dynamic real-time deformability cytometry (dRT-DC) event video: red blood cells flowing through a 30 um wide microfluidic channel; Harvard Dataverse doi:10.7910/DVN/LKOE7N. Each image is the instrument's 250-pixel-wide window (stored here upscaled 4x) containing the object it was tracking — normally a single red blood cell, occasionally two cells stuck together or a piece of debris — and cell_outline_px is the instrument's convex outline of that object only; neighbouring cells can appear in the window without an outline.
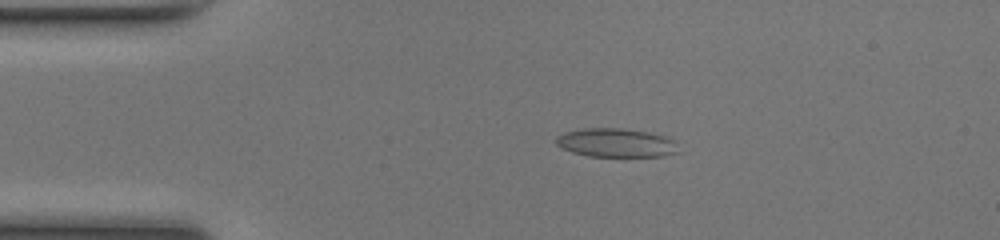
{"species": "common noctule bat (a hibernating species)", "species_latin": "Nyctalus noctula", "temperature_condition": "room temperature", "stored_images_in_passage": 49, "camera_frame_rate_fps": 3000, "um_per_image_px": 0.085, "animal": {"sex": "female", "body_mass_g": 17.0, "forearm_length_mm": 48.0}, "frame": {"image": 1, "passage_image": 10, "time_ms": 3.0, "image_size_px": [1000, 240], "cell_outline_px": [[680, 152], [660, 156], [588, 156], [572, 152], [560, 148], [556, 144], [556, 136], [564, 132], [584, 128], [620, 128], [648, 132], [664, 136], [676, 140]], "centroid_in_image_um": [52.37, 12.13], "position_along_channel_um": 32.6, "area_um2": 20.63}}
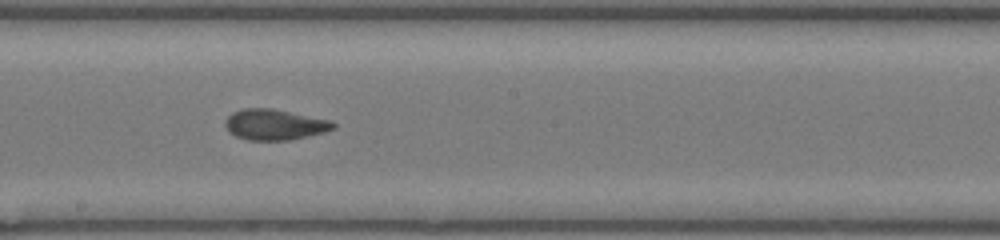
{"frame": {"image": 2, "passage_image": 27, "time_ms": 8.667, "image_size_px": [1000, 240], "cell_outline_px": [[336, 128], [324, 132], [308, 136], [288, 140], [248, 140], [236, 136], [228, 132], [224, 124], [224, 120], [232, 112], [244, 108], [272, 108], [332, 120], [336, 124]], "centroid_in_image_um": [23.34, 10.58], "position_along_channel_um": 224.9, "area_um2": 19.54}}
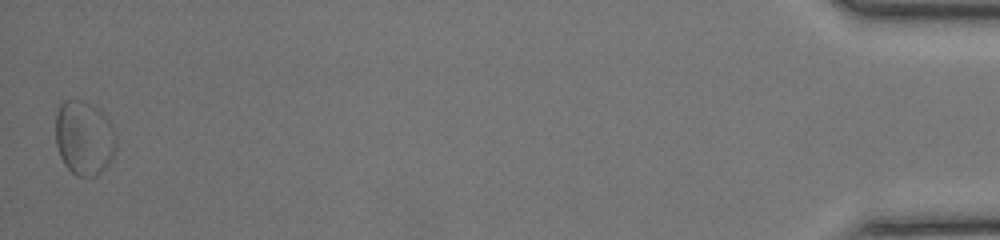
{"frame": {"image": 3, "passage_image": 49, "time_ms": 16.0, "image_size_px": [1000, 240], "cell_outline_px": [[116, 144], [112, 156], [108, 164], [96, 176], [76, 176], [64, 164], [60, 156], [56, 144], [56, 112], [60, 104], [64, 100], [80, 100], [96, 104], [104, 112], [112, 124], [116, 132]], "centroid_in_image_um": [7.16, 11.68], "position_along_channel_um": 428.0, "area_um2": 26.65}, "authors_computed_cell_mechanics": {"area_um2": 19.4208, "velocity_mm_per_s": 4.1693, "shape_relaxation_time_tau1_ms": 3.0685, "shape_relaxation_time_tau2_ms": 2.3916, "deformation_change_tau1": 0.1296, "deformation_change_tau2": 0.1026}}